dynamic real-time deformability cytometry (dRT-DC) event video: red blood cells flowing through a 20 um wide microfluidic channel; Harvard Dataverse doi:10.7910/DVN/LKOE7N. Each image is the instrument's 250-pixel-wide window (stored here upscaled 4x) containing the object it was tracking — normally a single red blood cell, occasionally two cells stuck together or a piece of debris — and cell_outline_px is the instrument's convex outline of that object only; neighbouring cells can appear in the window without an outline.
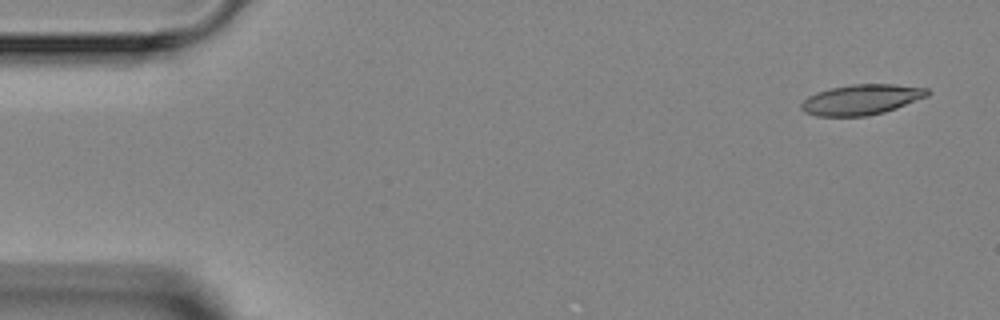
{"species": "Egyptian fruit bat (a non-hibernating species)", "species_latin": "Rousettus aegyptiacus", "temperature_condition": "room temperature", "stored_images_in_passage": 3, "camera_frame_rate_fps": 3000, "um_per_image_px": 0.085, "animal": {"sex": "female"}, "frame": {"image": 1, "passage_image": 1, "time_ms": 0.0, "image_size_px": [1000, 320], "cell_outline_px": [[932, 92], [928, 96], [896, 108], [884, 112], [864, 116], [816, 116], [804, 112], [800, 108], [800, 104], [808, 96], [816, 92], [828, 88], [852, 84], [892, 84], [928, 88]], "centroid_in_image_um": [73.21, 8.46], "position_along_channel_um": 11.8, "area_um2": 22.43}}